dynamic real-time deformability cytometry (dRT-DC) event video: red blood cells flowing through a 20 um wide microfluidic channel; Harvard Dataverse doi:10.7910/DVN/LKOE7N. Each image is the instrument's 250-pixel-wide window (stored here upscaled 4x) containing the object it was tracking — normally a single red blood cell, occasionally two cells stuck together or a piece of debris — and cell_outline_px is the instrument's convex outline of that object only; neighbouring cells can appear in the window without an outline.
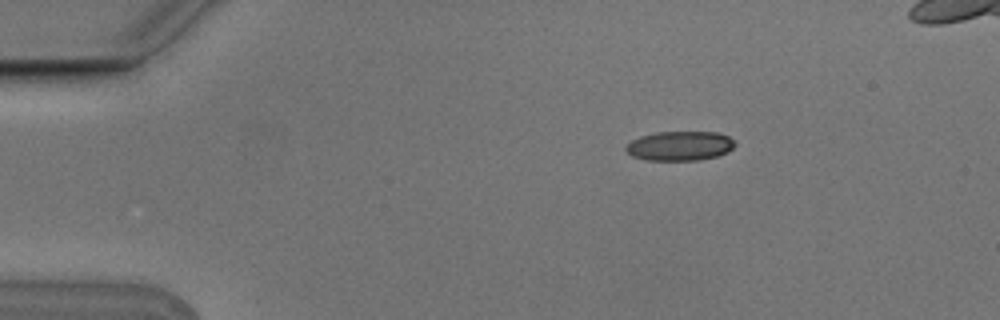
{"species": "Egyptian fruit bat (a non-hibernating species)", "species_latin": "Rousettus aegyptiacus", "temperature_condition": "cold", "stored_images_in_passage": 6, "camera_frame_rate_fps": 3000, "um_per_image_px": 0.085, "animal": {"sex": "male"}, "frame": {"image": 1, "passage_image": 3, "time_ms": 0.667, "image_size_px": [1000, 320], "cell_outline_px": [[736, 144], [728, 152], [716, 156], [700, 160], [644, 160], [632, 156], [624, 148], [632, 140], [640, 136], [660, 132], [716, 132], [728, 136]], "centroid_in_image_um": [57.78, 12.4], "position_along_channel_um": 27.2, "area_um2": 18.61}}